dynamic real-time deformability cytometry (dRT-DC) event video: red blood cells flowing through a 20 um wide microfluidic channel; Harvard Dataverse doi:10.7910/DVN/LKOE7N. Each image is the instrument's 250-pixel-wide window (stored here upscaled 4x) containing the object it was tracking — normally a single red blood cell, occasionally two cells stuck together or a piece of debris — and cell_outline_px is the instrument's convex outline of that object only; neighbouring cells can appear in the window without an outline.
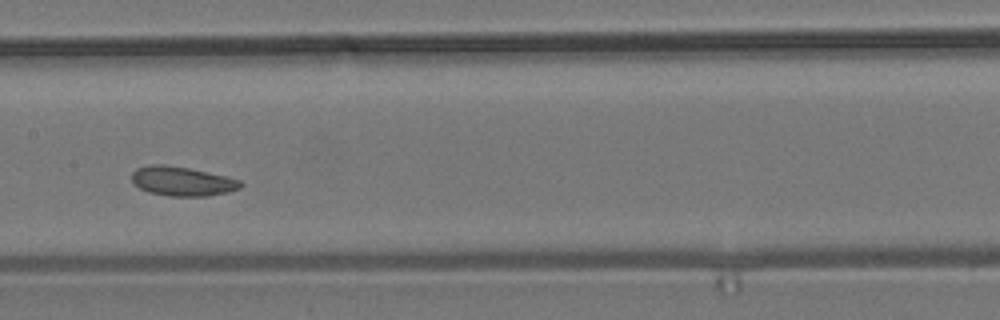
{"species": "common noctule bat (a hibernating species)", "species_latin": "Nyctalus noctula", "temperature_condition": "room temperature", "stored_images_in_passage": 13, "camera_frame_rate_fps": 3000, "um_per_image_px": 0.085, "animal": {"sex": "male", "body_mass_g": 19.2, "forearm_length_mm": 51.8}, "frame": {"image": 1, "passage_image": 6, "time_ms": 6.667, "image_size_px": [1000, 320], "cell_outline_px": [[244, 184], [240, 188], [228, 192], [208, 196], [168, 196], [148, 192], [132, 184], [132, 172], [136, 168], [152, 164], [164, 164], [188, 168], [224, 176], [240, 180]], "centroid_in_image_um": [15.45, 15.41], "position_along_channel_um": 191.9, "area_um2": 18.61}}
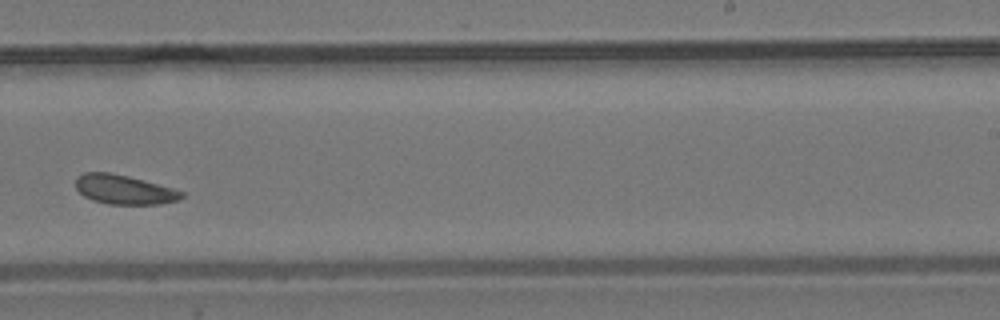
{"frame": {"image": 2, "passage_image": 8, "time_ms": 9.0, "image_size_px": [1000, 320], "cell_outline_px": [[184, 196], [180, 200], [160, 204], [108, 204], [92, 200], [84, 196], [76, 188], [76, 176], [84, 172], [108, 172], [128, 176], [144, 180], [172, 188], [184, 192]], "centroid_in_image_um": [10.55, 16.11], "position_along_channel_um": 278.5, "area_um2": 18.15}}
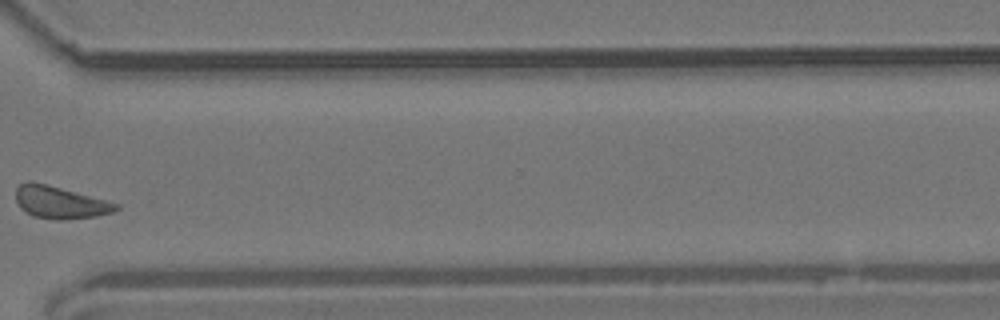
{"frame": {"image": 3, "passage_image": 10, "time_ms": 11.333, "image_size_px": [1000, 320], "cell_outline_px": [[120, 208], [112, 212], [96, 216], [60, 220], [32, 216], [20, 208], [16, 200], [16, 188], [24, 180], [32, 180], [120, 204]], "centroid_in_image_um": [5.06, 17.19], "position_along_channel_um": 365.5, "area_um2": 18.84}, "authors_computed_cell_mechanics": {"area_um2": 18.6116, "velocity_mm_per_s": 3.7169, "shape_relaxation_time_tau1_ms": 1.3297, "shape_relaxation_time_tau2_ms": null, "deformation_change_tau1": 0.0362, "deformation_change_tau2": null}}